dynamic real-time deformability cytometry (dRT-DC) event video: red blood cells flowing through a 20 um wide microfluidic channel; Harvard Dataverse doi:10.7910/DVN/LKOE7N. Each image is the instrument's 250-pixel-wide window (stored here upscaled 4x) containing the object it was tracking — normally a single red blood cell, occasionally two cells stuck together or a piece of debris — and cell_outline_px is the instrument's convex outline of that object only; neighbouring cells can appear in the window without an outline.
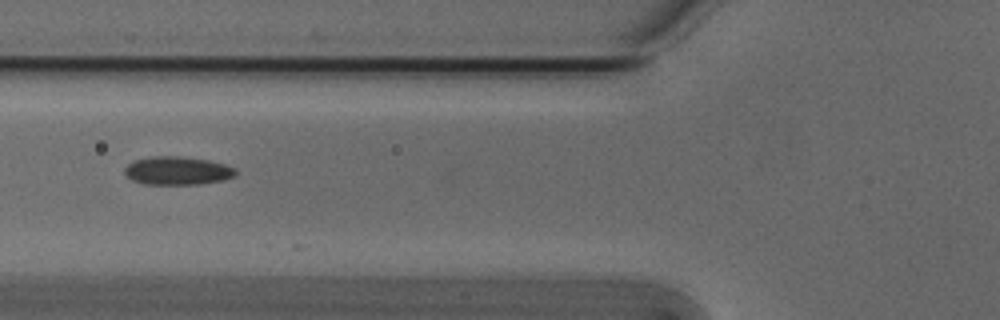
{"species": "Egyptian fruit bat (a non-hibernating species)", "species_latin": "Rousettus aegyptiacus", "temperature_condition": "cold", "stored_images_in_passage": 17, "camera_frame_rate_fps": 3000, "um_per_image_px": 0.085, "animal": {"sex": "male"}, "frame": {"image": 1, "passage_image": 15, "time_ms": 4.667, "image_size_px": [1000, 320], "cell_outline_px": [[236, 176], [224, 180], [200, 184], [144, 184], [132, 180], [124, 172], [124, 168], [128, 164], [136, 160], [152, 156], [180, 156], [208, 160], [224, 164], [236, 168]], "centroid_in_image_um": [15.1, 14.51], "position_along_channel_um": 110.7, "area_um2": 18.32}}